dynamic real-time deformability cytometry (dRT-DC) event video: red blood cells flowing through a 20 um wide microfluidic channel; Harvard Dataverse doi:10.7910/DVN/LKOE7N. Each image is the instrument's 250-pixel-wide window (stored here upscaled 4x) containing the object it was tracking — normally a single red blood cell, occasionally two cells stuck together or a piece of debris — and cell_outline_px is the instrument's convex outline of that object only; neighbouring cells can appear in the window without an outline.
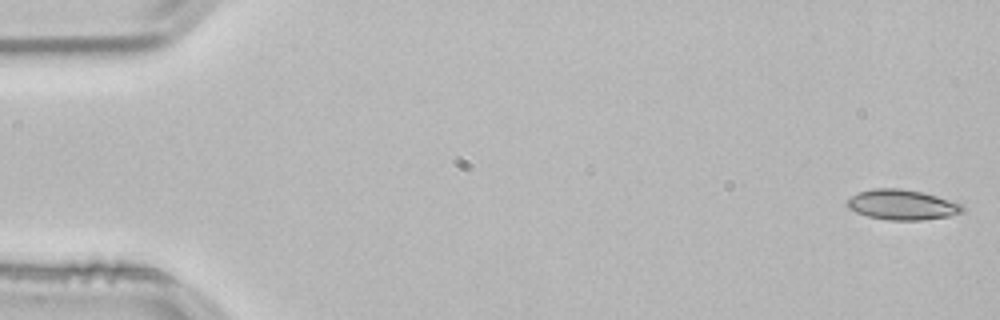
{"species": "common noctule bat (a hibernating species)", "species_latin": "Nyctalus noctula", "temperature_condition": "room temperature", "stored_images_in_passage": 53, "camera_frame_rate_fps": 3000, "um_per_image_px": 0.085, "animal": {"sex": "male", "body_mass_g": 21.5, "forearm_length_mm": 52.0}, "frame": {"image": 1, "passage_image": 1, "time_ms": 0.0, "image_size_px": [1000, 320], "cell_outline_px": [[964, 212], [948, 216], [924, 220], [892, 220], [868, 216], [856, 212], [848, 208], [844, 204], [852, 196], [860, 192], [876, 188], [900, 188], [920, 192], [936, 196], [964, 204]], "centroid_in_image_um": [76.7, 17.41], "position_along_channel_um": 8.3, "area_um2": 20.17}}
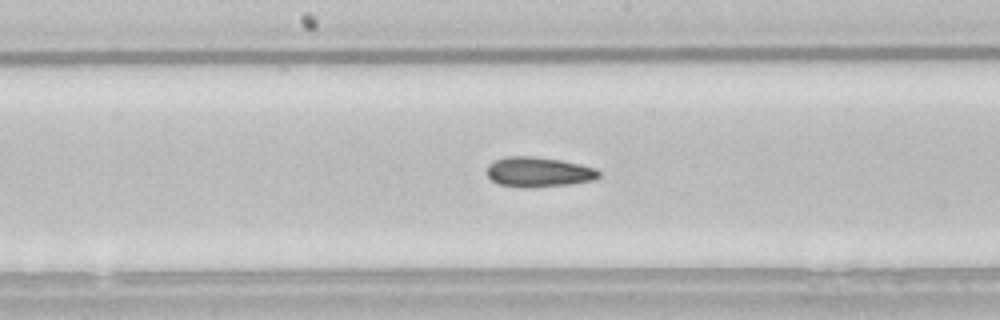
{"frame": {"image": 2, "passage_image": 27, "time_ms": 8.667, "image_size_px": [1000, 320], "cell_outline_px": [[600, 176], [592, 180], [568, 184], [532, 188], [524, 188], [500, 184], [492, 180], [488, 176], [488, 164], [492, 160], [508, 156], [532, 156], [560, 160], [580, 164], [596, 168], [600, 172]], "centroid_in_image_um": [45.76, 14.62], "position_along_channel_um": 202.4, "area_um2": 19.54}}
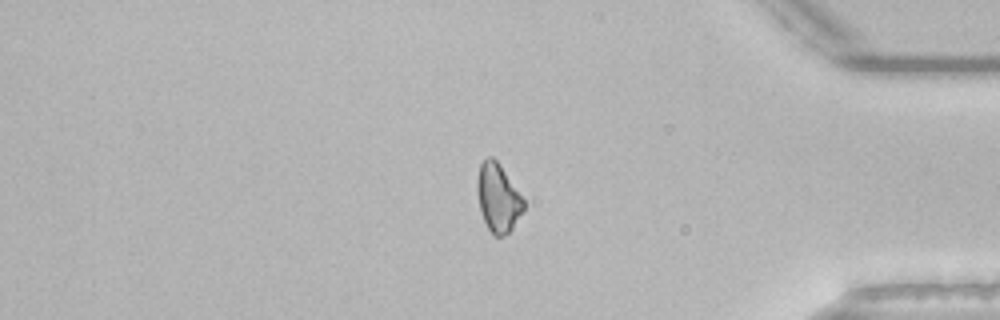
{"frame": {"image": 3, "passage_image": 44, "time_ms": 14.333, "image_size_px": [1000, 320], "cell_outline_px": [[524, 208], [512, 228], [504, 236], [492, 236], [480, 212], [476, 192], [476, 180], [480, 164], [488, 156], [492, 156], [500, 164], [524, 200]], "centroid_in_image_um": [42.29, 16.81], "position_along_channel_um": 392.9, "area_um2": 18.5}}